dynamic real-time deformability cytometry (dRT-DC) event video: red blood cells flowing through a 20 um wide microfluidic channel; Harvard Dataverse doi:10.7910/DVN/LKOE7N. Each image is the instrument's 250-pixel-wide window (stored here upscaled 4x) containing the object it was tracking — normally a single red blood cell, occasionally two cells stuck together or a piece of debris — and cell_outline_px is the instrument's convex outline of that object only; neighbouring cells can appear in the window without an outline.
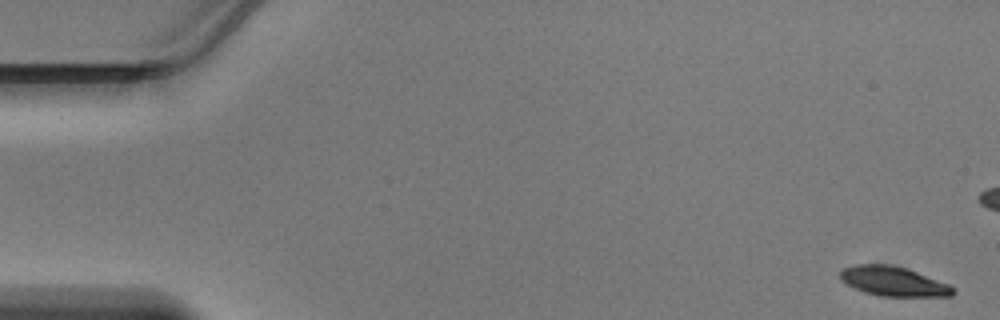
{"species": "Egyptian fruit bat (a non-hibernating species)", "species_latin": "Rousettus aegyptiacus", "temperature_condition": "warm", "stored_images_in_passage": 48, "camera_frame_rate_fps": 3000, "um_per_image_px": 0.085, "animal": {"sex": "male"}, "frame": {"image": 1, "passage_image": 1, "time_ms": 0.0, "image_size_px": [1000, 320], "cell_outline_px": [[956, 292], [952, 296], [880, 296], [864, 292], [840, 280], [840, 272], [844, 268], [856, 264], [888, 264], [908, 268], [948, 284]], "centroid_in_image_um": [75.93, 23.9], "position_along_channel_um": 9.1, "area_um2": 19.31}}
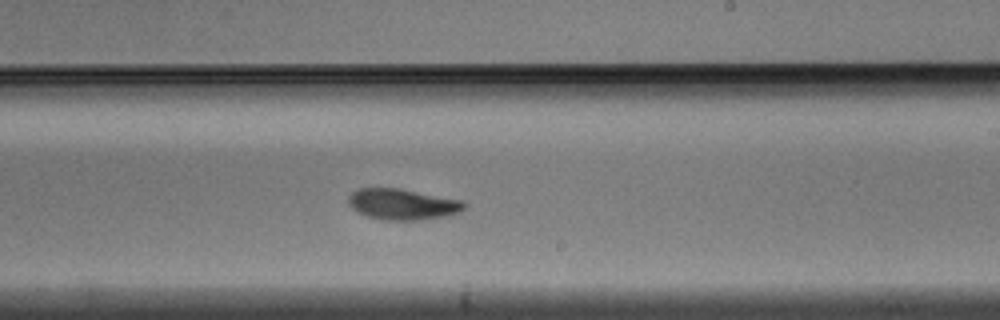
{"frame": {"image": 2, "passage_image": 28, "time_ms": 9.0, "image_size_px": [1000, 320], "cell_outline_px": [[464, 208], [460, 212], [444, 216], [424, 220], [384, 220], [368, 216], [356, 212], [348, 204], [348, 196], [352, 192], [360, 188], [400, 188], [464, 200]], "centroid_in_image_um": [34.21, 17.36], "position_along_channel_um": 254.8, "area_um2": 21.04}}
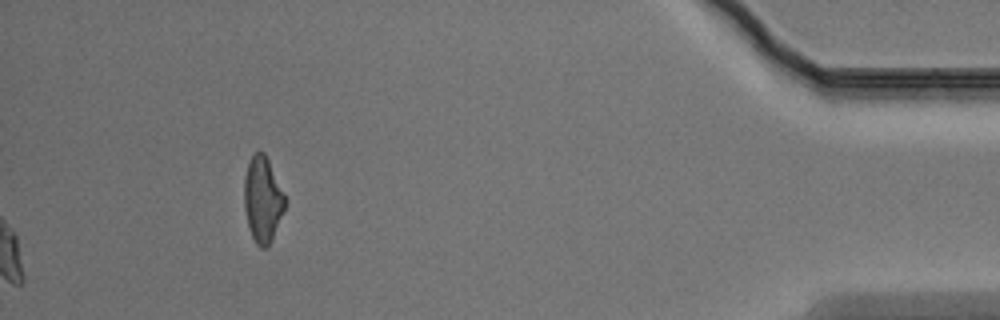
{"frame": {"image": 3, "passage_image": 48, "time_ms": 15.667, "image_size_px": [1000, 320], "cell_outline_px": [[288, 200], [268, 248], [260, 248], [256, 244], [252, 236], [248, 224], [244, 208], [244, 176], [248, 164], [252, 156], [256, 152], [264, 152]], "centroid_in_image_um": [22.33, 16.97], "position_along_channel_um": 412.9, "area_um2": 20.35}}